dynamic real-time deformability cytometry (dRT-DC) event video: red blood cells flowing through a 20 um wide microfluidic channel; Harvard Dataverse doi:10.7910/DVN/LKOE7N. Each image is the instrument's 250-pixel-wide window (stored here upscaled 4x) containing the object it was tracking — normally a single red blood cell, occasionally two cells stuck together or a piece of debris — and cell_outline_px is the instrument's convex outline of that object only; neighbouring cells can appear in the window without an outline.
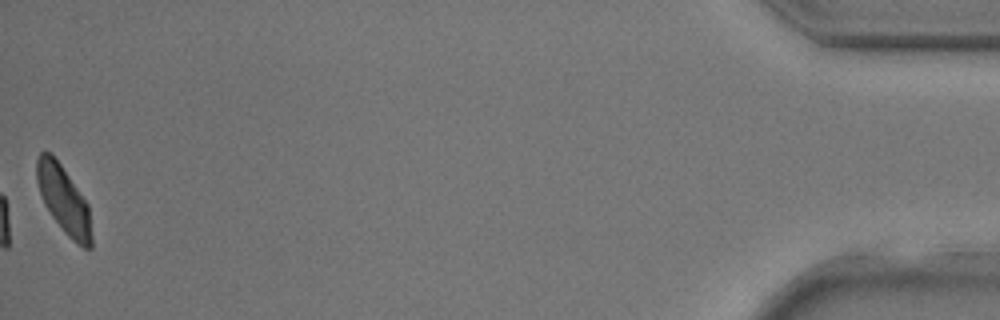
{"species": "common noctule bat (a hibernating species)", "species_latin": "Nyctalus noctula", "temperature_condition": "room temperature", "stored_images_in_passage": 33, "camera_frame_rate_fps": 3000, "um_per_image_px": 0.085, "animal": {"sex": "male", "body_mass_g": 17.9, "forearm_length_mm": 54.2}, "frame": {"image": 1, "passage_image": 33, "time_ms": 10.667, "image_size_px": [1000, 320], "cell_outline_px": [[92, 248], [84, 248], [72, 240], [64, 232], [52, 216], [44, 204], [36, 180], [36, 160], [40, 152], [52, 152], [88, 204], [92, 236]], "centroid_in_image_um": [5.41, 16.97], "position_along_channel_um": 429.8, "area_um2": 21.44}}